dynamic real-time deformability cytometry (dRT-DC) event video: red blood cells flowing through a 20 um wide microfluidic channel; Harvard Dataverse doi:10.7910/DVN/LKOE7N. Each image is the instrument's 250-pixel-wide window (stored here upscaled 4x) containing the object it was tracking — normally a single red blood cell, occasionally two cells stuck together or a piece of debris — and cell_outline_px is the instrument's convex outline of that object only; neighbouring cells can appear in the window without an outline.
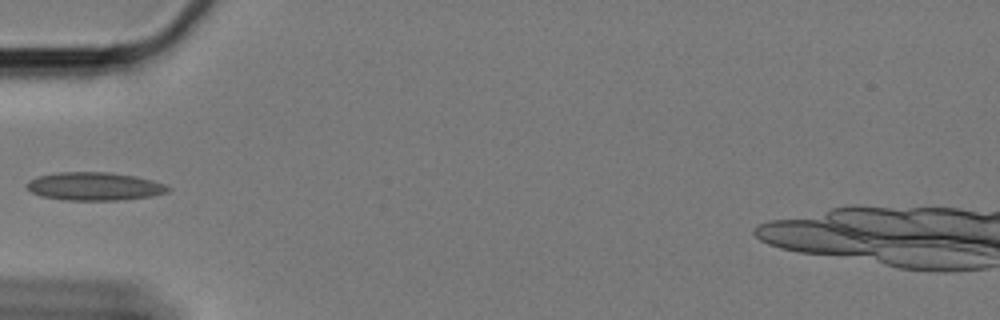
{"species": "Egyptian fruit bat (a non-hibernating species)", "species_latin": "Rousettus aegyptiacus", "temperature_condition": "cold", "stored_images_in_passage": 10, "camera_frame_rate_fps": 3000, "um_per_image_px": 0.085, "animal": {"sex": "female"}, "frame": {"image": 1, "passage_image": 1, "time_ms": 0.0, "image_size_px": [1000, 320], "cell_outline_px": [[172, 188], [168, 192], [148, 196], [116, 200], [64, 200], [40, 196], [32, 192], [28, 188], [28, 180], [36, 176], [56, 172], [108, 172], [136, 176], [152, 180], [164, 184]], "centroid_in_image_um": [8.0, 15.83], "position_along_channel_um": 77.0, "area_um2": 23.12}}
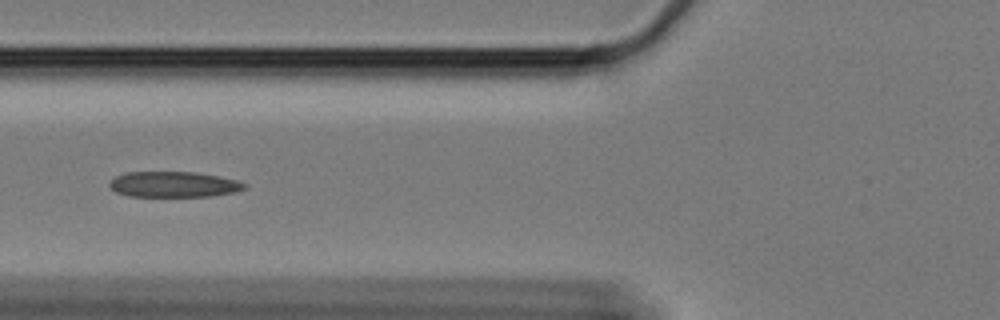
{"frame": {"image": 2, "passage_image": 4, "time_ms": 1.0, "image_size_px": [1000, 320], "cell_outline_px": [[248, 188], [236, 192], [212, 196], [128, 196], [116, 192], [108, 184], [116, 176], [124, 172], [196, 172], [220, 176], [236, 180], [248, 184]], "centroid_in_image_um": [14.81, 15.67], "position_along_channel_um": 111.0, "area_um2": 20.29}}
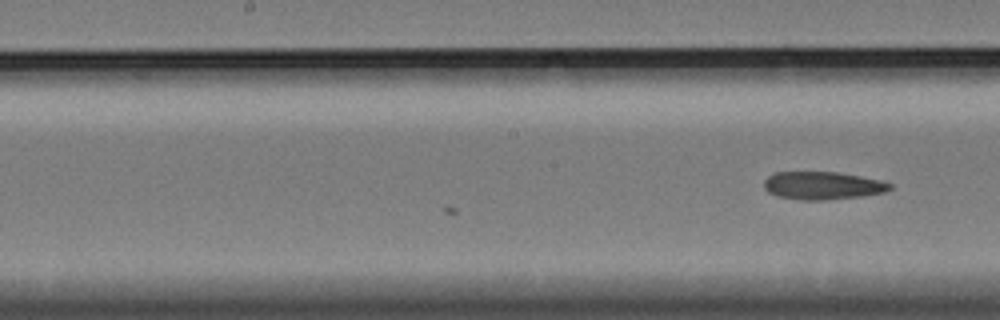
{"frame": {"image": 3, "passage_image": 10, "time_ms": 3.0, "image_size_px": [1000, 320], "cell_outline_px": [[892, 188], [884, 192], [860, 196], [828, 200], [800, 200], [776, 196], [768, 192], [764, 188], [764, 180], [768, 176], [776, 172], [836, 172], [860, 176], [880, 180], [892, 184]], "centroid_in_image_um": [69.89, 15.78], "position_along_channel_um": 178.3, "area_um2": 20.46}}